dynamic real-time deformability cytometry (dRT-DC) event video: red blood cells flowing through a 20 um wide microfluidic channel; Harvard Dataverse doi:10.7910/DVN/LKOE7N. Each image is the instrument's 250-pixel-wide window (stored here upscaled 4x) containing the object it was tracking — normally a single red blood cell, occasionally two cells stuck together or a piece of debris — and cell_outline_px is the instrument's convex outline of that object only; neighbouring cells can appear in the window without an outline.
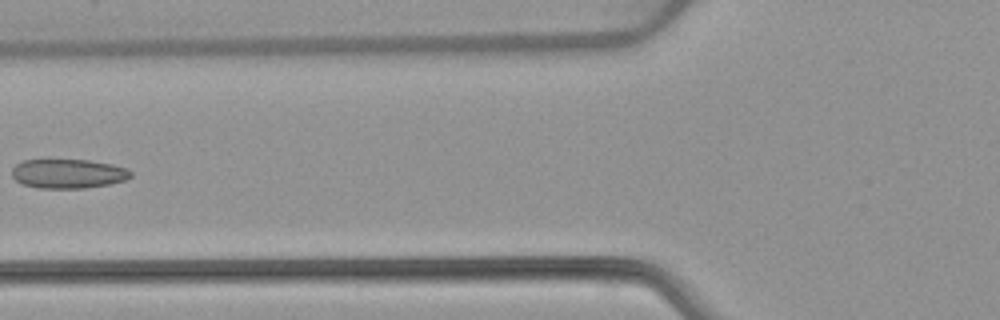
{"species": "common noctule bat (a hibernating species)", "species_latin": "Nyctalus noctula", "temperature_condition": "warm", "stored_images_in_passage": 7, "camera_frame_rate_fps": 3000, "um_per_image_px": 0.085, "animal": {"sex": "female", "body_mass_g": 22.7, "forearm_length_mm": 54.2}, "frame": {"image": 1, "passage_image": 6, "time_ms": 1.667, "image_size_px": [1000, 320], "cell_outline_px": [[132, 176], [124, 180], [108, 184], [84, 188], [40, 188], [24, 184], [16, 180], [12, 176], [12, 168], [16, 164], [24, 160], [48, 156], [88, 160], [112, 164], [128, 168], [132, 172]], "centroid_in_image_um": [5.75, 14.7], "position_along_channel_um": 120.0, "area_um2": 21.1}}
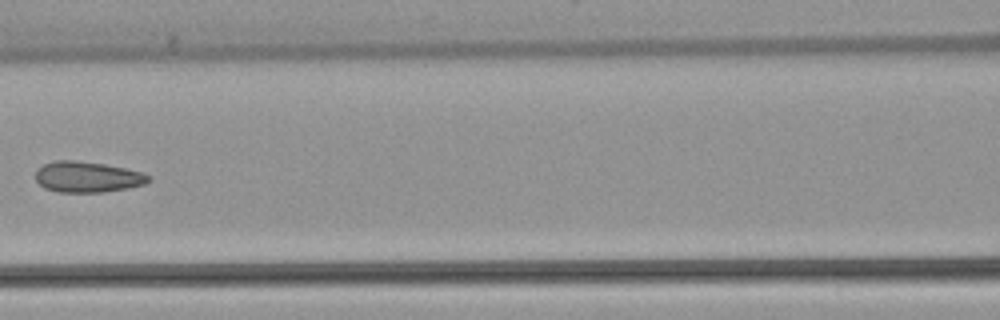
{"frame": {"image": 2, "passage_image": 7, "time_ms": 2.0, "image_size_px": [1000, 320], "cell_outline_px": [[152, 180], [144, 184], [128, 188], [104, 192], [60, 192], [44, 188], [36, 180], [36, 168], [44, 164], [56, 160], [76, 160], [104, 164], [124, 168], [140, 172], [152, 176]], "centroid_in_image_um": [7.43, 15.04], "position_along_channel_um": 159.2, "area_um2": 20.35}}